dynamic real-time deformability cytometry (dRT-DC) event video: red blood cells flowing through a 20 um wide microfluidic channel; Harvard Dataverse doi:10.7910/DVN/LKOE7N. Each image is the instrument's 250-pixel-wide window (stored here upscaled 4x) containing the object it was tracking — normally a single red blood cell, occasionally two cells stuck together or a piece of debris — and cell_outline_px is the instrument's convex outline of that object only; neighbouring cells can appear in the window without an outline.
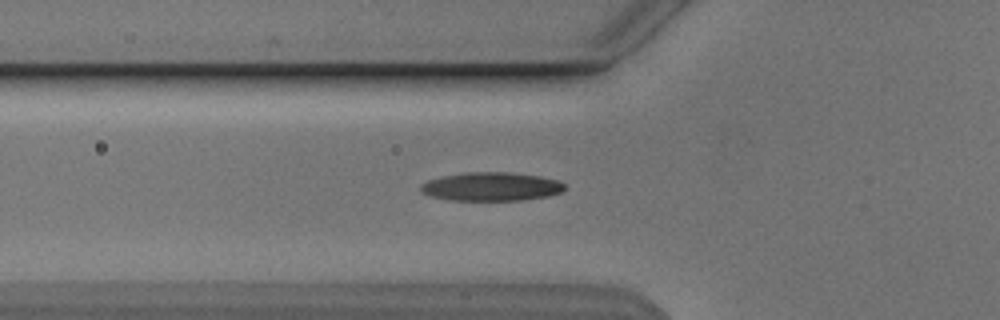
{"species": "Egyptian fruit bat (a non-hibernating species)", "species_latin": "Rousettus aegyptiacus", "temperature_condition": "cold", "stored_images_in_passage": 44, "camera_frame_rate_fps": 3000, "um_per_image_px": 0.085, "animal": {"sex": "male"}, "frame": {"image": 1, "passage_image": 13, "time_ms": 4.0, "image_size_px": [1000, 320], "cell_outline_px": [[564, 188], [560, 192], [548, 196], [524, 200], [448, 200], [428, 196], [420, 192], [420, 184], [428, 180], [440, 176], [464, 172], [508, 172], [540, 176], [556, 180], [564, 184]], "centroid_in_image_um": [41.68, 15.86], "position_along_channel_um": 84.1, "area_um2": 24.16}}
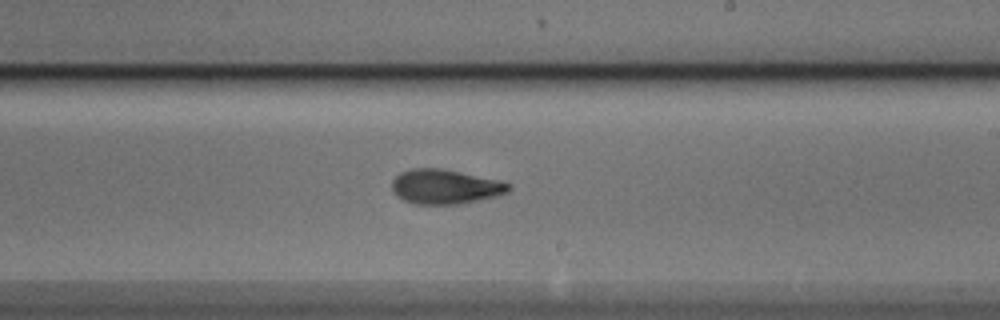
{"frame": {"image": 2, "passage_image": 26, "time_ms": 8.333, "image_size_px": [1000, 320], "cell_outline_px": [[512, 188], [508, 192], [496, 196], [464, 204], [416, 204], [404, 200], [396, 196], [392, 188], [392, 180], [400, 172], [412, 168], [440, 168], [500, 180], [512, 184]], "centroid_in_image_um": [37.86, 15.87], "position_along_channel_um": 251.1, "area_um2": 23.7}}
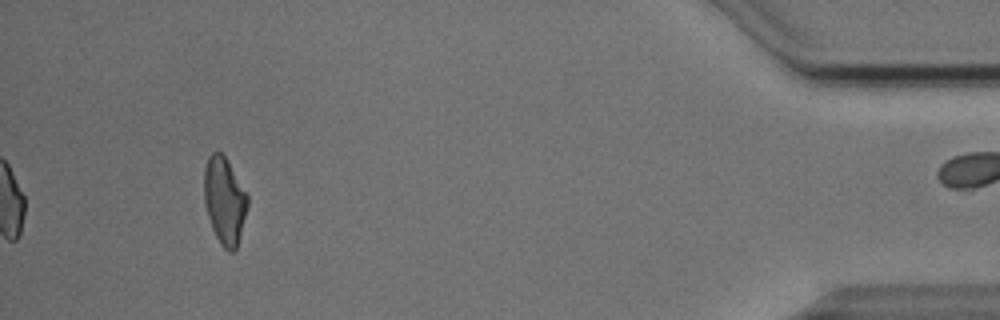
{"frame": {"image": 3, "passage_image": 44, "time_ms": 14.333, "image_size_px": [1000, 320], "cell_outline_px": [[248, 204], [236, 248], [232, 252], [228, 252], [220, 244], [212, 228], [204, 204], [204, 168], [208, 156], [212, 152], [220, 152], [224, 156], [248, 196]], "centroid_in_image_um": [19.05, 17.06], "position_along_channel_um": 416.1, "area_um2": 21.68}, "authors_computed_cell_mechanics": {"area_um2": 22.8888, "velocity_mm_per_s": 3.8451, "shape_relaxation_time_tau1_ms": 3.5903, "shape_relaxation_time_tau2_ms": 1.8518, "deformation_change_tau1": 0.1559, "deformation_change_tau2": 0.0766}}